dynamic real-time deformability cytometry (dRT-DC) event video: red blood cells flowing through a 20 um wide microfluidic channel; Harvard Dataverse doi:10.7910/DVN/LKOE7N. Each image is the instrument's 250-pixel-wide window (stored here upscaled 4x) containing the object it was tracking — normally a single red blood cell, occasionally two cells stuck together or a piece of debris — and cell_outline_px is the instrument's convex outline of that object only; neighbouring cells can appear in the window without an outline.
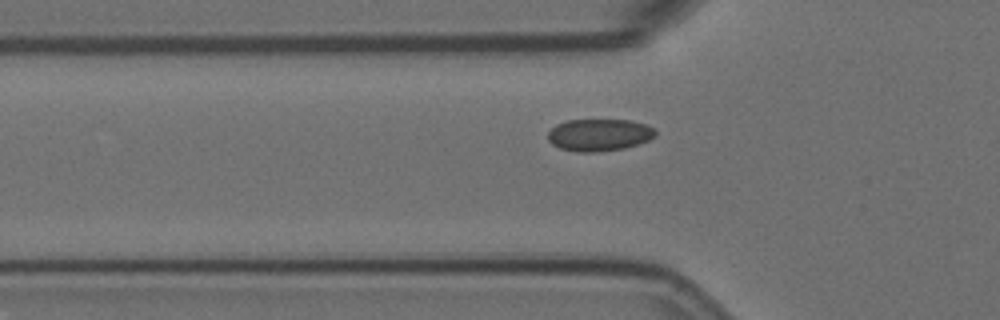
{"species": "Egyptian fruit bat (a non-hibernating species)", "species_latin": "Rousettus aegyptiacus", "temperature_condition": "room temperature", "stored_images_in_passage": 5, "camera_frame_rate_fps": 3000, "um_per_image_px": 0.085, "animal": {"sex": "female"}, "frame": {"image": 1, "passage_image": 5, "time_ms": 1.333, "image_size_px": [1000, 320], "cell_outline_px": [[656, 136], [648, 140], [624, 148], [592, 152], [580, 152], [560, 148], [552, 144], [548, 140], [548, 132], [556, 124], [568, 120], [632, 120], [648, 124], [656, 132]], "centroid_in_image_um": [50.93, 11.45], "position_along_channel_um": 74.9, "area_um2": 20.06}}